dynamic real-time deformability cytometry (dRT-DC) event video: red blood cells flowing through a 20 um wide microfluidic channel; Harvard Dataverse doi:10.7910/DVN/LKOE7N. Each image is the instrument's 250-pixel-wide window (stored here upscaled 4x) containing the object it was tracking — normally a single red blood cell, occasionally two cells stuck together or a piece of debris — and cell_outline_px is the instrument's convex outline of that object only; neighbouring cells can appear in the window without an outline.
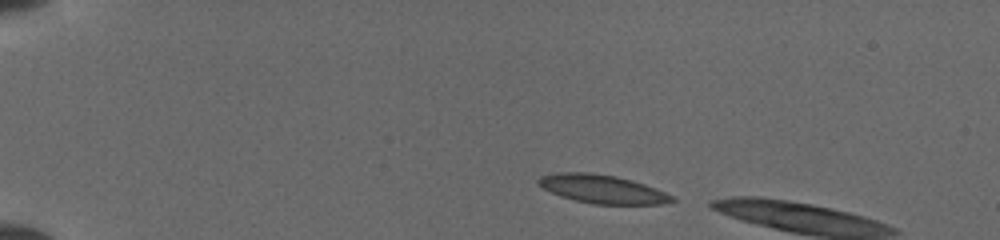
{"species": "common noctule bat (a hibernating species)", "species_latin": "Nyctalus noctula", "temperature_condition": "cold", "stored_images_in_passage": 3, "camera_frame_rate_fps": 3000, "um_per_image_px": 0.085, "animal": {"sex": "female", "body_mass_g": 19.5, "forearm_length_mm": 54.1}, "frame": {"image": 1, "passage_image": 1, "time_ms": 0.0, "image_size_px": [1000, 240], "cell_outline_px": [[676, 200], [660, 204], [592, 204], [560, 196], [536, 184], [536, 180], [540, 176], [556, 172], [588, 172], [616, 176], [632, 180], [656, 188], [676, 196]], "centroid_in_image_um": [51.2, 16.06], "position_along_channel_um": 33.8, "area_um2": 22.31}}